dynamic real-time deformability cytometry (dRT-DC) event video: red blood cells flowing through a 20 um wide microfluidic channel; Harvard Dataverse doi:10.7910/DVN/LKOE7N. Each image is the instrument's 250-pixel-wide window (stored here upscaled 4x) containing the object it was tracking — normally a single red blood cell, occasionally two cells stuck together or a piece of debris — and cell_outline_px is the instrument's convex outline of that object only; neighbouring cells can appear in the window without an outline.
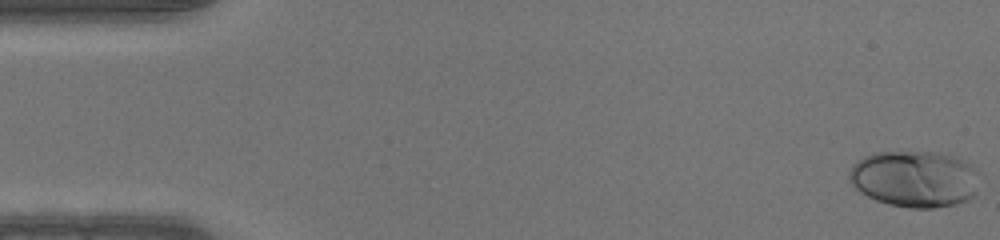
{"species": "human", "species_latin": "Homo sapiens", "temperature_condition": "warm", "stored_images_in_passage": 47, "camera_frame_rate_fps": 3000, "um_per_image_px": 0.085, "donor": {"sex": "male"}, "frame": {"image": 1, "passage_image": 1, "time_ms": 0.0, "image_size_px": [1000, 240], "cell_outline_px": [[976, 192], [968, 200], [956, 204], [932, 208], [908, 208], [888, 204], [876, 200], [860, 192], [848, 180], [848, 172], [852, 164], [864, 156], [872, 152], [936, 152], [952, 156], [976, 168]], "centroid_in_image_um": [77.69, 15.21], "position_along_channel_um": 7.3, "area_um2": 42.89}}
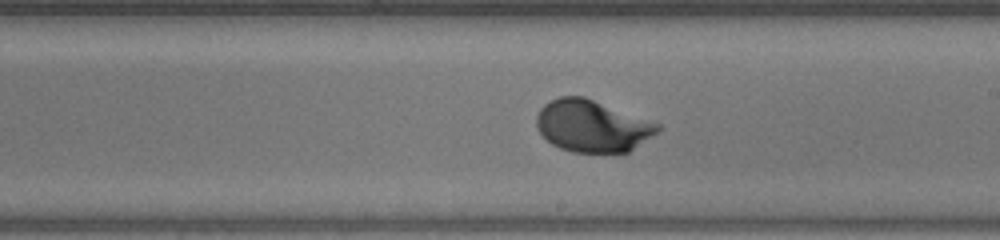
{"frame": {"image": 2, "passage_image": 27, "time_ms": 8.667, "image_size_px": [1000, 240], "cell_outline_px": [[660, 128], [656, 132], [628, 152], [572, 152], [560, 148], [552, 144], [536, 128], [536, 116], [540, 108], [548, 100], [560, 96], [584, 96], [660, 124]], "centroid_in_image_um": [50.28, 10.69], "position_along_channel_um": 238.7, "area_um2": 36.36}}
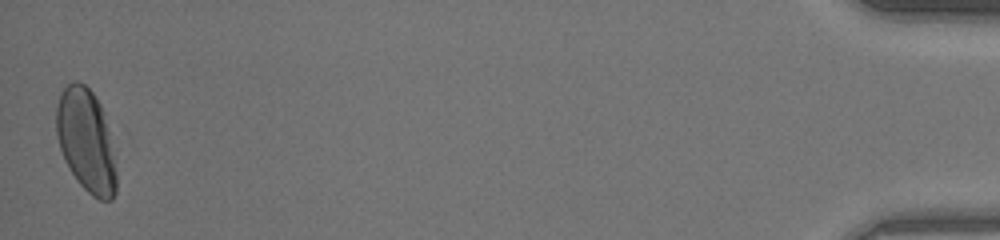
{"frame": {"image": 3, "passage_image": 47, "time_ms": 15.333, "image_size_px": [1000, 240], "cell_outline_px": [[116, 192], [112, 200], [100, 200], [92, 196], [76, 180], [64, 160], [56, 136], [56, 108], [60, 92], [72, 80], [76, 80], [84, 84], [92, 92], [100, 104], [104, 112], [116, 172]], "centroid_in_image_um": [7.29, 11.95], "position_along_channel_um": 427.9, "area_um2": 35.89}}